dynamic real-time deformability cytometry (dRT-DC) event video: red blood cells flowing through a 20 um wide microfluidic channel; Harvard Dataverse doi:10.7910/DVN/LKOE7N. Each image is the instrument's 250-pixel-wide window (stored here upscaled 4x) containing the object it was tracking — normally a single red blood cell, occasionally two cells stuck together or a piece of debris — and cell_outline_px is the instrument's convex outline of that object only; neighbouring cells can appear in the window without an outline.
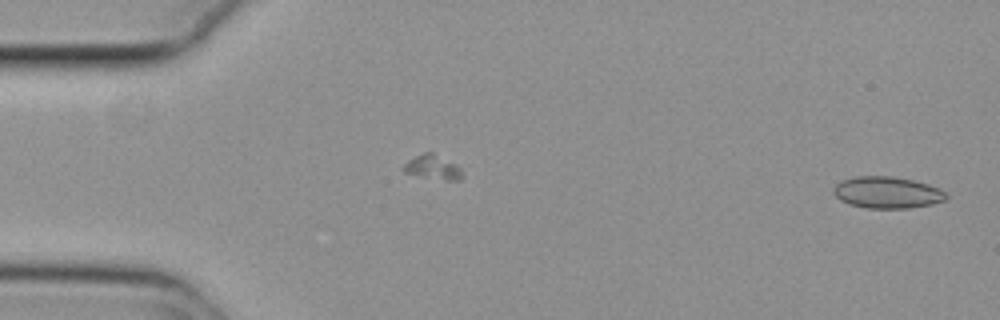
{"species": "common noctule bat (a hibernating species)", "species_latin": "Nyctalus noctula", "temperature_condition": "cold", "stored_images_in_passage": 14, "camera_frame_rate_fps": 3000, "um_per_image_px": 0.085, "animal": {"sex": "female", "body_mass_g": 29.2, "forearm_length_mm": 56.3}, "frame": {"image": 1, "passage_image": 1, "time_ms": 0.0, "image_size_px": [1000, 320], "cell_outline_px": [[948, 196], [944, 200], [932, 204], [908, 208], [868, 208], [848, 204], [840, 200], [832, 192], [832, 188], [840, 180], [856, 176], [892, 176], [912, 180], [928, 184], [944, 192]], "centroid_in_image_um": [75.35, 16.36], "position_along_channel_um": 9.7, "area_um2": 20.75}}
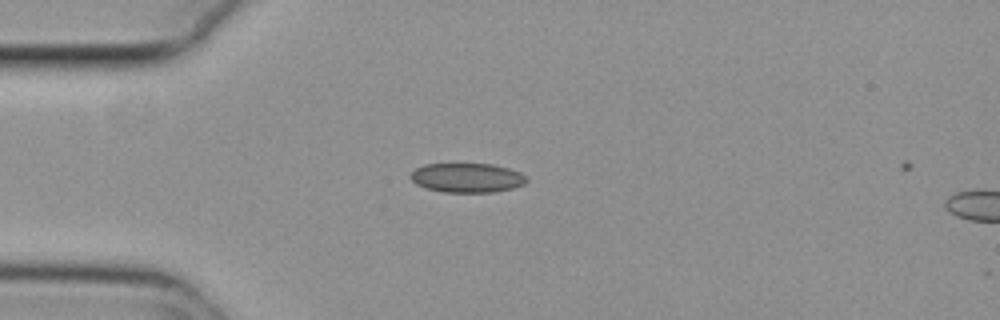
{"frame": {"image": 2, "passage_image": 13, "time_ms": 4.0, "image_size_px": [1000, 320], "cell_outline_px": [[528, 180], [524, 184], [512, 188], [492, 192], [444, 192], [424, 188], [416, 184], [408, 176], [416, 168], [424, 164], [492, 164], [508, 168], [520, 172]], "centroid_in_image_um": [39.67, 15.11], "position_along_channel_um": 45.3, "area_um2": 19.83}}